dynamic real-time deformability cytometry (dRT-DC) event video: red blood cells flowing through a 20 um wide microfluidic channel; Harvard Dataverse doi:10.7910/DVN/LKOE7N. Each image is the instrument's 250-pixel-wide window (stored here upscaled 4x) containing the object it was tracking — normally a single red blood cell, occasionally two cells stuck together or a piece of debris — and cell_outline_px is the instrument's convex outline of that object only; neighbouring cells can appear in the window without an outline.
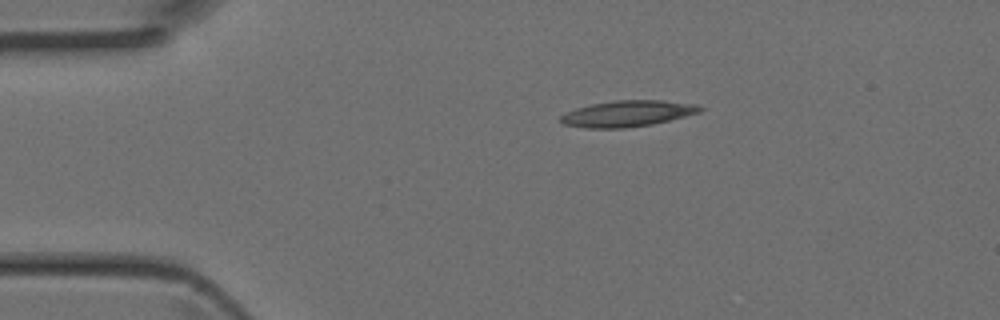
{"species": "Egyptian fruit bat (a non-hibernating species)", "species_latin": "Rousettus aegyptiacus", "temperature_condition": "room temperature", "stored_images_in_passage": 3, "camera_frame_rate_fps": 3000, "um_per_image_px": 0.085, "animal": {"sex": "female"}, "frame": {"image": 1, "passage_image": 2, "time_ms": 0.333, "image_size_px": [1000, 320], "cell_outline_px": [[704, 108], [700, 112], [652, 124], [624, 128], [584, 128], [564, 124], [560, 120], [560, 116], [576, 108], [592, 104], [616, 100], [664, 100], [696, 104]], "centroid_in_image_um": [53.34, 9.65], "position_along_channel_um": 31.7, "area_um2": 21.04}}